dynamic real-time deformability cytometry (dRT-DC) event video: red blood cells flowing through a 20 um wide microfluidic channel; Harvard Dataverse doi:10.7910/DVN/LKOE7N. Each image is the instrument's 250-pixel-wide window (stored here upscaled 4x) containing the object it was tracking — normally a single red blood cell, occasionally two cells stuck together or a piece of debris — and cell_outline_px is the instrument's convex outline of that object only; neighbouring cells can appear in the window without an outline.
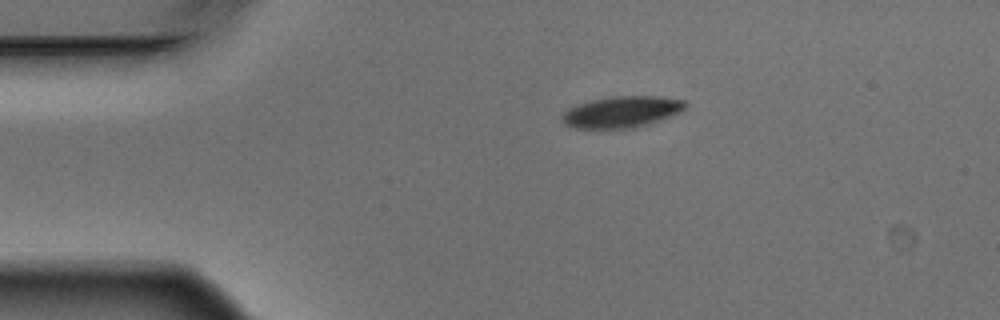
{"species": "Egyptian fruit bat (a non-hibernating species)", "species_latin": "Rousettus aegyptiacus", "temperature_condition": "warm", "stored_images_in_passage": 4, "camera_frame_rate_fps": 3000, "um_per_image_px": 0.085, "animal": {"sex": "male"}, "frame": {"image": 1, "passage_image": 1, "time_ms": 0.0, "image_size_px": [1000, 320], "cell_outline_px": [[688, 104], [684, 108], [672, 116], [648, 124], [632, 128], [576, 128], [564, 124], [564, 112], [568, 108], [592, 100], [612, 96], [656, 96], [684, 100]], "centroid_in_image_um": [52.88, 9.5], "position_along_channel_um": 32.1, "area_um2": 22.2}}
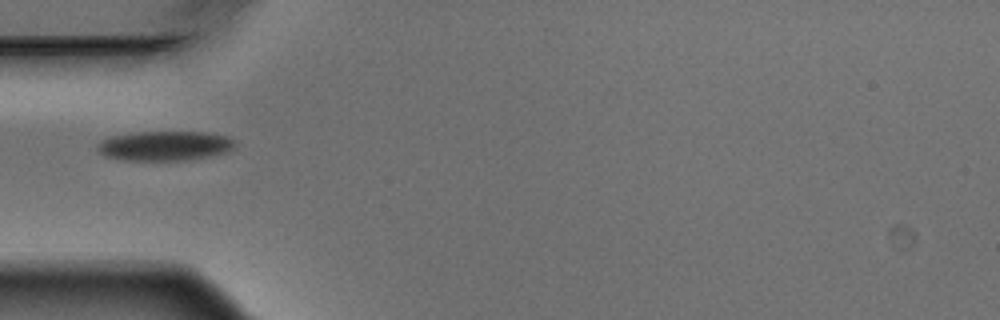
{"frame": {"image": 2, "passage_image": 3, "time_ms": 0.667, "image_size_px": [1000, 320], "cell_outline_px": [[236, 148], [228, 152], [216, 156], [192, 160], [124, 160], [104, 156], [96, 148], [96, 144], [112, 136], [136, 132], [204, 132], [228, 136], [236, 140]], "centroid_in_image_um": [14.1, 12.4], "position_along_channel_um": 70.9, "area_um2": 24.16}}
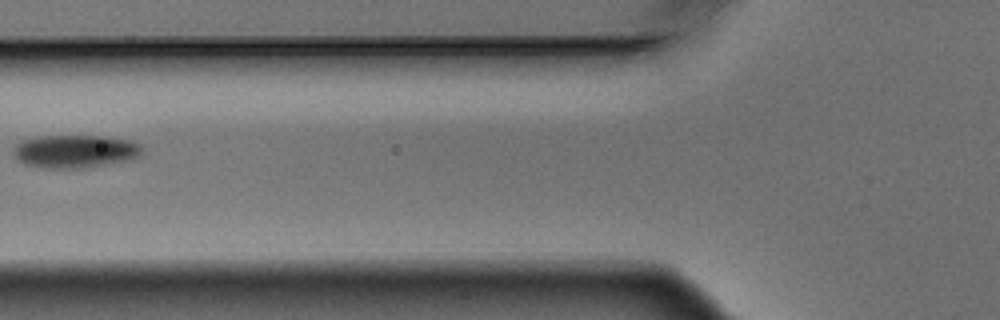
{"frame": {"image": 3, "passage_image": 4, "time_ms": 1.0, "image_size_px": [1000, 320], "cell_outline_px": [[140, 156], [132, 160], [88, 168], [44, 168], [24, 164], [16, 160], [12, 156], [12, 148], [16, 144], [24, 140], [40, 136], [104, 136], [132, 140], [140, 144]], "centroid_in_image_um": [6.36, 12.87], "position_along_channel_um": 119.4, "area_um2": 25.2}}